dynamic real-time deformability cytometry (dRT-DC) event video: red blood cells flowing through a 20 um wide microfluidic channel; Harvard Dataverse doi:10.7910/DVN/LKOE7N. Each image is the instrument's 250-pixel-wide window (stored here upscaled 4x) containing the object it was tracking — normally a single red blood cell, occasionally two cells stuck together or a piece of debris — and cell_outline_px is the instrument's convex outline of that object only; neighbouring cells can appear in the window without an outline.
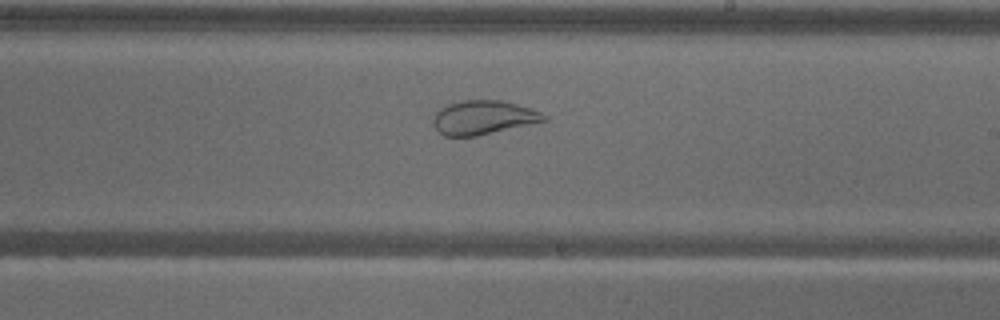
{"species": "common noctule bat (a hibernating species)", "species_latin": "Nyctalus noctula", "temperature_condition": "warm", "stored_images_in_passage": 58, "camera_frame_rate_fps": 3000, "um_per_image_px": 0.085, "animal": {"sex": "male", "body_mass_g": 18.8}, "frame": {"image": 1, "passage_image": 34, "time_ms": 11.0, "image_size_px": [1000, 320], "cell_outline_px": [[548, 120], [476, 136], [444, 136], [432, 124], [432, 120], [436, 112], [440, 108], [448, 104], [460, 100], [504, 100], [532, 108], [548, 116]], "centroid_in_image_um": [41.08, 9.97], "position_along_channel_um": 247.9, "area_um2": 22.02}}
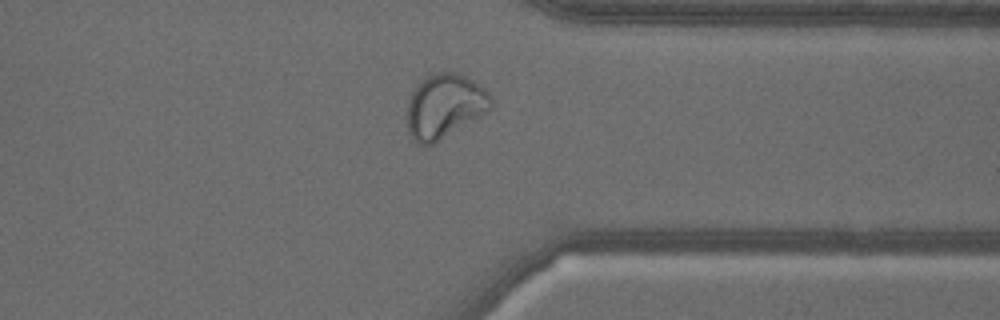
{"frame": {"image": 2, "passage_image": 45, "time_ms": 14.667, "image_size_px": [1000, 320], "cell_outline_px": [[492, 108], [488, 112], [432, 144], [416, 144], [412, 140], [408, 132], [408, 104], [412, 92], [420, 80], [436, 72], [452, 72], [464, 76], [480, 84], [492, 96]], "centroid_in_image_um": [37.8, 9.02], "position_along_channel_um": 373.6, "area_um2": 31.27}}
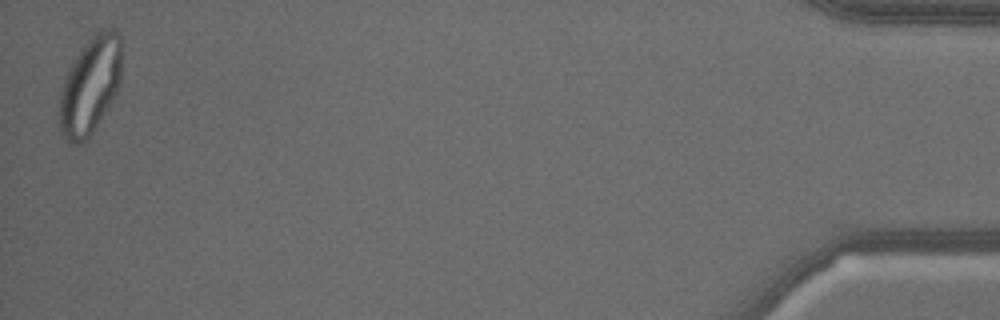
{"frame": {"image": 3, "passage_image": 57, "time_ms": 18.667, "image_size_px": [1000, 320], "cell_outline_px": [[120, 84], [108, 108], [92, 132], [80, 144], [72, 144], [64, 136], [60, 128], [56, 116], [60, 92], [68, 68], [72, 60], [84, 44], [96, 32], [104, 28], [112, 28], [120, 32]], "centroid_in_image_um": [7.63, 7.26], "position_along_channel_um": 427.6, "area_um2": 35.55}}